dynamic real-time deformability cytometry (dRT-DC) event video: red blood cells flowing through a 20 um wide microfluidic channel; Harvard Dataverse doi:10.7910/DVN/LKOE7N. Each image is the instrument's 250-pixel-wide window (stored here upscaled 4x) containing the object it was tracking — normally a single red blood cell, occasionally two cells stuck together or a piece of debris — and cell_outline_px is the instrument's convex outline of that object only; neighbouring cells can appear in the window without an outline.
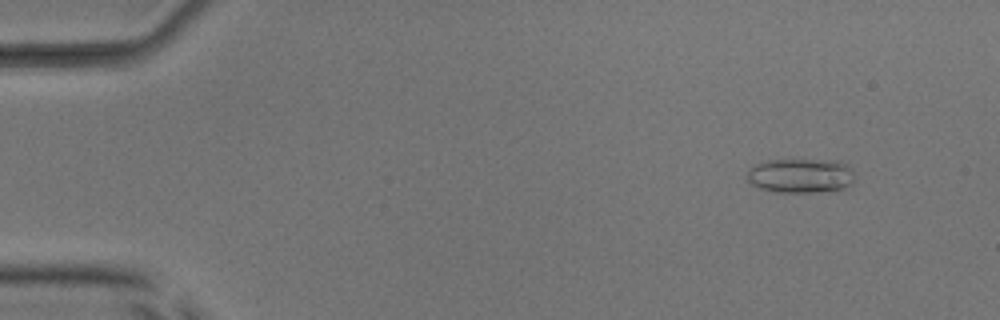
{"species": "common noctule bat (a hibernating species)", "species_latin": "Nyctalus noctula", "temperature_condition": "room temperature", "stored_images_in_passage": 26, "camera_frame_rate_fps": 3000, "um_per_image_px": 0.085, "animal": {"sex": "male", "body_mass_g": 17.9, "forearm_length_mm": 54.2}, "frame": {"image": 1, "passage_image": 6, "time_ms": 1.667, "image_size_px": [1000, 320], "cell_outline_px": [[856, 180], [852, 184], [844, 188], [816, 192], [772, 192], [760, 188], [752, 184], [748, 180], [748, 168], [752, 164], [768, 160], [840, 160], [848, 164], [856, 172]], "centroid_in_image_um": [68.11, 14.92], "position_along_channel_um": 16.9, "area_um2": 22.14}}
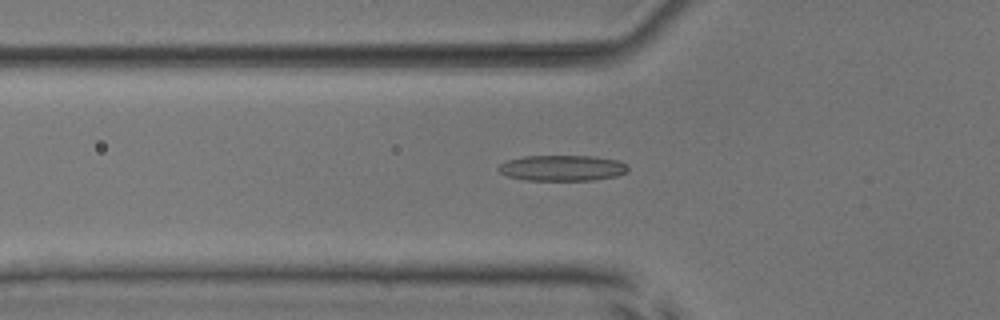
{"frame": {"image": 2, "passage_image": 19, "time_ms": 6.0, "image_size_px": [1000, 320], "cell_outline_px": [[628, 172], [616, 176], [592, 180], [524, 180], [508, 176], [500, 172], [496, 168], [504, 160], [524, 156], [592, 156], [620, 160], [628, 164]], "centroid_in_image_um": [47.79, 14.27], "position_along_channel_um": 78.0, "area_um2": 19.65}}
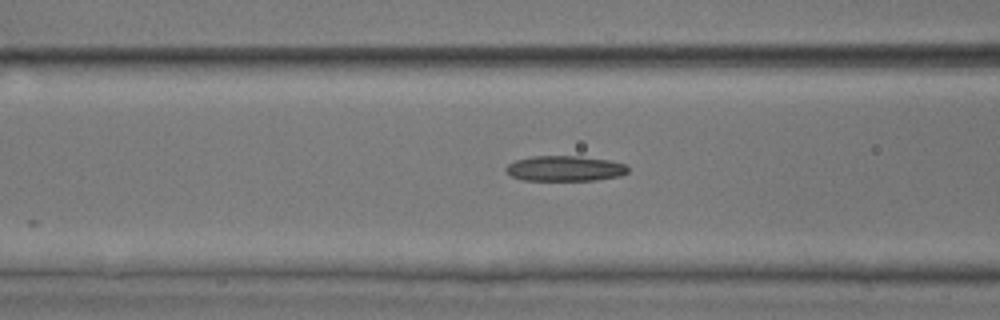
{"frame": {"image": 3, "passage_image": 22, "time_ms": 7.0, "image_size_px": [1000, 320], "cell_outline_px": [[628, 172], [620, 176], [596, 180], [520, 180], [512, 176], [504, 168], [508, 164], [516, 160], [532, 156], [580, 156], [608, 160], [628, 164]], "centroid_in_image_um": [48.04, 14.32], "position_along_channel_um": 118.6, "area_um2": 18.09}}